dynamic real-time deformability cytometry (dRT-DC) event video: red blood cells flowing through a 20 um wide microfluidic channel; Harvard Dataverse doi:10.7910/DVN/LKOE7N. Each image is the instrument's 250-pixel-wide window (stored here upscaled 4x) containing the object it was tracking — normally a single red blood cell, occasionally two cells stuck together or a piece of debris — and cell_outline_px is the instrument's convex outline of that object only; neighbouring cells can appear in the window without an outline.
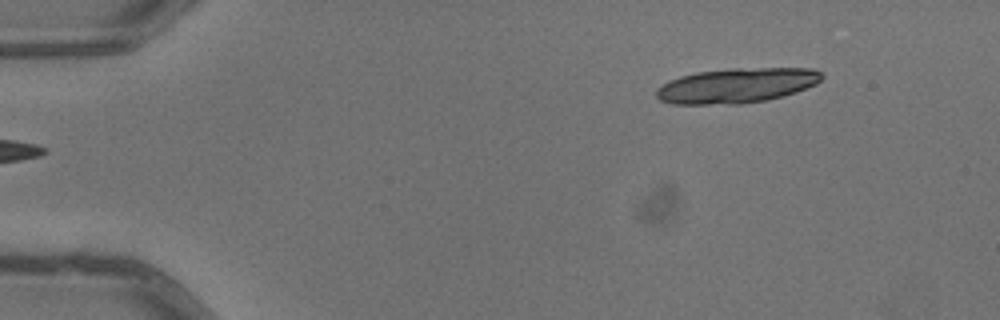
{"species": "common noctule bat (a hibernating species)", "species_latin": "Nyctalus noctula", "temperature_condition": "warm", "stored_images_in_passage": 5, "segment_of_instrument_passage": [2, 2], "camera_frame_rate_fps": 3000, "um_per_image_px": 0.085, "animal": {"sex": "male", "body_mass_g": 13.3}, "frame": {"image": 1, "passage_image": 5, "time_ms": 1.333, "image_size_px": [1000, 320], "cell_outline_px": [[824, 76], [816, 84], [796, 92], [784, 96], [764, 100], [740, 104], [672, 104], [660, 100], [656, 96], [656, 88], [668, 80], [680, 76], [696, 72], [732, 68], [812, 68], [820, 72]], "centroid_in_image_um": [62.59, 7.26], "position_along_channel_um": 22.4, "area_um2": 33.81}}